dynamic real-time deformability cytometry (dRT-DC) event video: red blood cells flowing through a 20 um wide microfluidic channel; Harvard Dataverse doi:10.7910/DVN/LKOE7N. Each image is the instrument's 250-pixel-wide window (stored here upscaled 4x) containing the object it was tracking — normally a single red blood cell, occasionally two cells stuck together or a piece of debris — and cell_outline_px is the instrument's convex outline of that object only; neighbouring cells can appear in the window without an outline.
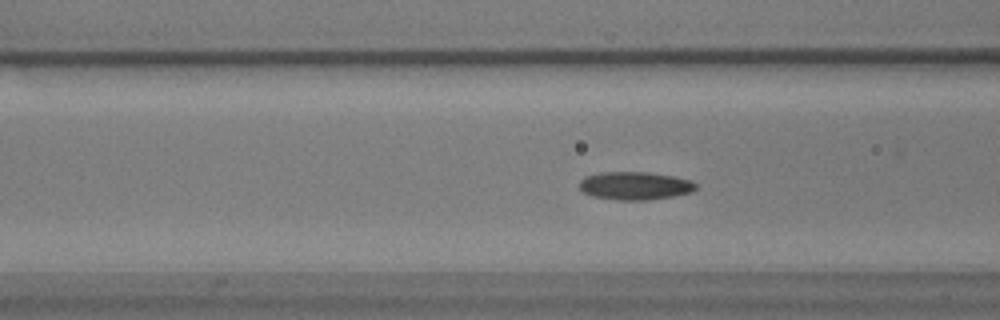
{"species": "common noctule bat (a hibernating species)", "species_latin": "Nyctalus noctula", "temperature_condition": "warm", "stored_images_in_passage": 44, "camera_frame_rate_fps": 3000, "um_per_image_px": 0.085, "animal": {"sex": "male", "body_mass_g": 17.9}, "frame": {"image": 1, "passage_image": 9, "time_ms": 2.667, "image_size_px": [1000, 320], "cell_outline_px": [[696, 188], [692, 192], [672, 196], [648, 200], [616, 200], [592, 196], [584, 192], [580, 188], [580, 180], [584, 176], [600, 172], [648, 172], [672, 176], [692, 180], [696, 184]], "centroid_in_image_um": [53.96, 15.78], "position_along_channel_um": 112.6, "area_um2": 19.07}}
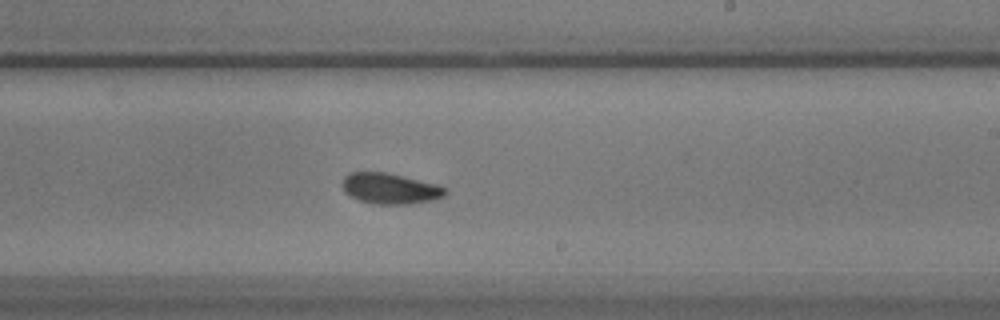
{"frame": {"image": 2, "passage_image": 21, "time_ms": 6.667, "image_size_px": [1000, 320], "cell_outline_px": [[448, 192], [444, 196], [432, 200], [412, 204], [376, 204], [360, 200], [344, 192], [344, 176], [348, 172], [384, 172], [436, 184], [444, 188]], "centroid_in_image_um": [33.16, 16.03], "position_along_channel_um": 255.8, "area_um2": 18.15}}
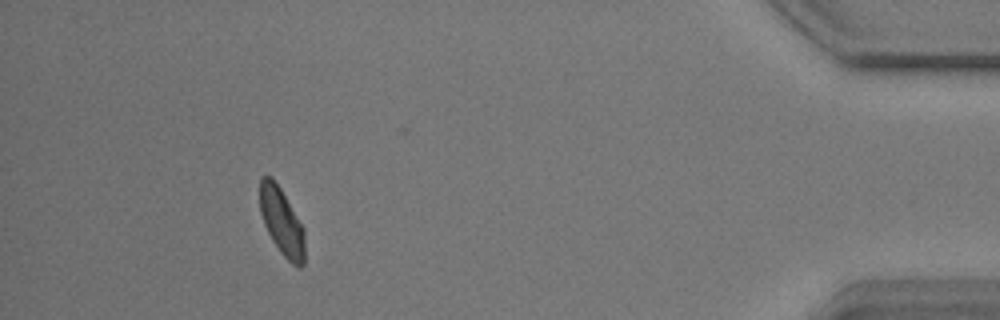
{"frame": {"image": 3, "passage_image": 39, "time_ms": 12.667, "image_size_px": [1000, 320], "cell_outline_px": [[304, 264], [300, 268], [296, 268], [280, 252], [272, 240], [264, 224], [260, 212], [260, 176], [272, 176], [280, 188], [304, 228]], "centroid_in_image_um": [23.95, 18.86], "position_along_channel_um": 411.3, "area_um2": 17.57}, "authors_computed_cell_mechanics": {"area_um2": 18.1492, "velocity_mm_per_s": 3.5807, "shape_relaxation_time_tau1_ms": 3.6942, "shape_relaxation_time_tau2_ms": 2.2174, "deformation_change_tau1": 0.0939, "deformation_change_tau2": 0.0698}}